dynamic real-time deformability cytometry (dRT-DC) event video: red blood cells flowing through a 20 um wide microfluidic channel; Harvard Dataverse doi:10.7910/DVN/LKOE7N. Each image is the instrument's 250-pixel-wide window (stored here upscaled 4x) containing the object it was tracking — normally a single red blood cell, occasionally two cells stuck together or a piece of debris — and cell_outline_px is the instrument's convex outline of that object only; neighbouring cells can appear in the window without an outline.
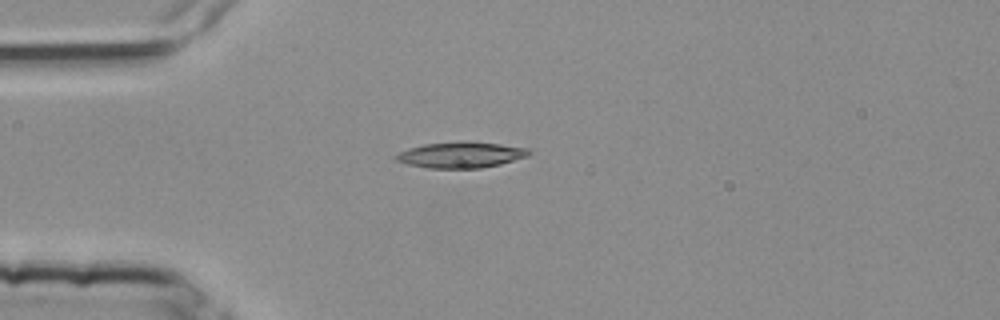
{"species": "common noctule bat (a hibernating species)", "species_latin": "Nyctalus noctula", "temperature_condition": "room temperature", "stored_images_in_passage": 3, "camera_frame_rate_fps": 3000, "um_per_image_px": 0.085, "animal": {"sex": "female", "body_mass_g": 25.1}, "frame": {"image": 1, "passage_image": 3, "time_ms": 0.667, "image_size_px": [1000, 320], "cell_outline_px": [[532, 152], [528, 156], [500, 164], [480, 168], [428, 168], [408, 164], [396, 160], [396, 156], [400, 152], [408, 148], [424, 144], [460, 140], [464, 140], [500, 144], [528, 148]], "centroid_in_image_um": [39.2, 13.15], "position_along_channel_um": 45.8, "area_um2": 20.17}}